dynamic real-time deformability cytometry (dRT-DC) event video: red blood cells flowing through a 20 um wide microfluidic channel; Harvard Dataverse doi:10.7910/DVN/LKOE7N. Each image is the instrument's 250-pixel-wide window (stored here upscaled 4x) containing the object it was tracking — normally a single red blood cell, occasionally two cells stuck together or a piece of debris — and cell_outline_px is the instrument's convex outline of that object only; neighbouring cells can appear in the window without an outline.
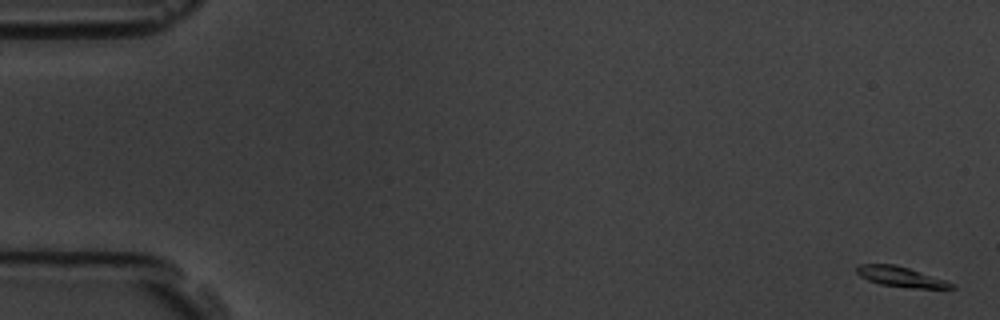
{"species": "common noctule bat (a hibernating species)", "species_latin": "Nyctalus noctula", "temperature_condition": "room temperature", "stored_images_in_passage": 59, "camera_frame_rate_fps": 3000, "um_per_image_px": 0.085, "animal": {"sex": "male", "body_mass_g": 19.5, "forearm_length_mm": 54.6}, "frame": {"image": 1, "passage_image": 1, "time_ms": 0.0, "image_size_px": [1000, 320], "cell_outline_px": [[956, 288], [912, 288], [880, 284], [868, 280], [860, 276], [856, 272], [856, 268], [860, 264], [896, 264], [956, 284]], "centroid_in_image_um": [76.55, 23.52], "position_along_channel_um": 8.4, "area_um2": 10.98}}
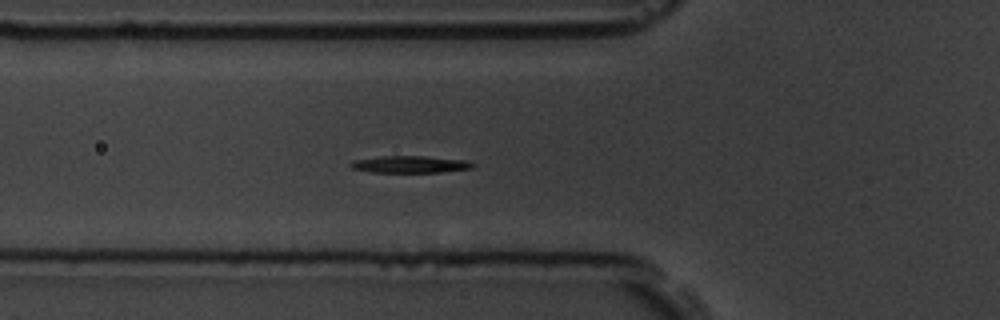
{"frame": {"image": 2, "passage_image": 21, "time_ms": 6.667, "image_size_px": [1000, 320], "cell_outline_px": [[476, 164], [472, 168], [440, 172], [372, 172], [352, 168], [348, 164], [352, 160], [380, 156], [424, 156], [464, 160]], "centroid_in_image_um": [34.82, 13.96], "position_along_channel_um": 91.0, "area_um2": 12.02}}
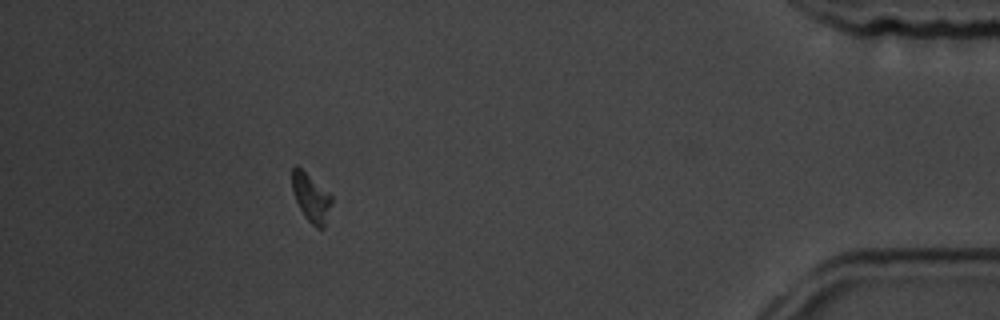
{"frame": {"image": 3, "passage_image": 53, "time_ms": 17.333, "image_size_px": [1000, 320], "cell_outline_px": [[332, 204], [324, 228], [316, 228], [304, 216], [292, 192], [292, 168], [296, 164], [328, 192], [332, 196]], "centroid_in_image_um": [26.44, 16.81], "position_along_channel_um": 408.8, "area_um2": 11.04}, "authors_computed_cell_mechanics": {"area_um2": 11.6178, "velocity_mm_per_s": 3.4916, "shape_relaxation_time_tau1_ms": null, "shape_relaxation_time_tau2_ms": 5.8322, "deformation_change_tau1": null, "deformation_change_tau2": 0.1032}}